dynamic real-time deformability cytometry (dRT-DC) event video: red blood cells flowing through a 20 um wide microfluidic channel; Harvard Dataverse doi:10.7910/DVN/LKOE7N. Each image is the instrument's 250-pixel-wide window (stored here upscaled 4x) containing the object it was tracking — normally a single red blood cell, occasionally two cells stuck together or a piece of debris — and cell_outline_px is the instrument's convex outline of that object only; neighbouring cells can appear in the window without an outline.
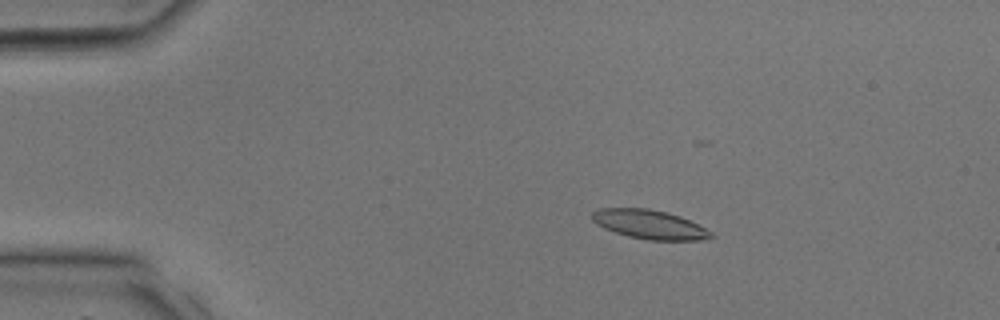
{"species": "common noctule bat (a hibernating species)", "species_latin": "Nyctalus noctula", "temperature_condition": "room temperature", "stored_images_in_passage": 25, "camera_frame_rate_fps": 3000, "um_per_image_px": 0.085, "animal": {"sex": "male", "body_mass_g": 17.9, "forearm_length_mm": 54.2}, "frame": {"image": 1, "passage_image": 5, "time_ms": 1.333, "image_size_px": [1000, 320], "cell_outline_px": [[716, 236], [700, 240], [648, 240], [628, 236], [604, 228], [596, 224], [592, 220], [592, 212], [600, 208], [648, 208], [680, 216], [712, 232]], "centroid_in_image_um": [55.19, 19.08], "position_along_channel_um": 29.8, "area_um2": 19.94}}
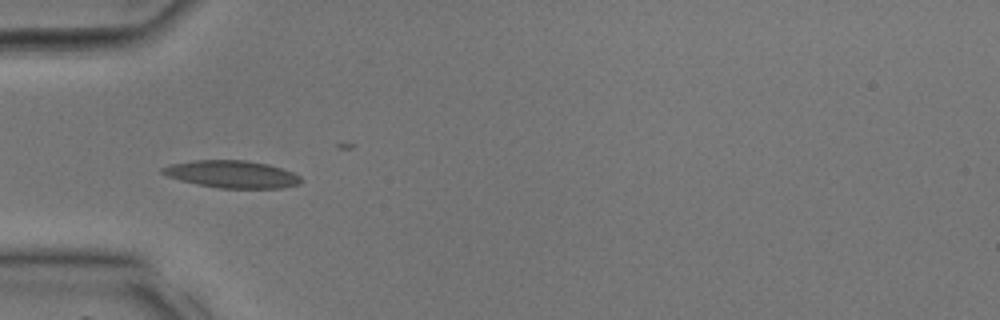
{"frame": {"image": 2, "passage_image": 10, "time_ms": 3.0, "image_size_px": [1000, 320], "cell_outline_px": [[304, 180], [300, 184], [284, 188], [220, 188], [180, 180], [168, 176], [160, 172], [160, 168], [172, 164], [196, 160], [244, 160], [268, 164], [292, 172], [300, 176]], "centroid_in_image_um": [19.76, 14.81], "position_along_channel_um": 65.2, "area_um2": 21.96}}
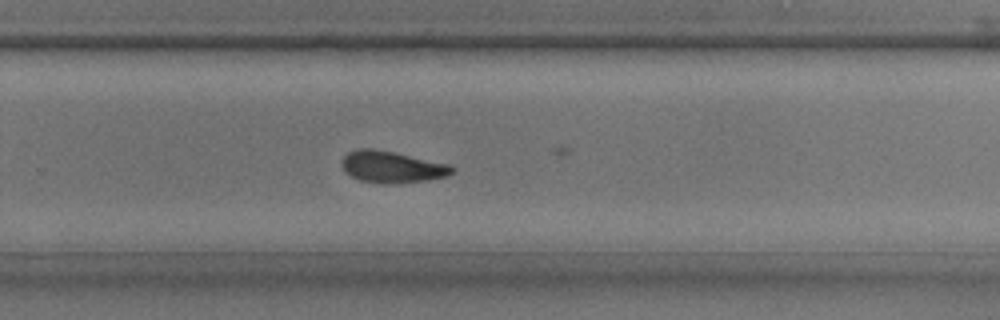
{"frame": {"image": 3, "passage_image": 22, "time_ms": 7.0, "image_size_px": [1000, 320], "cell_outline_px": [[456, 168], [448, 176], [428, 180], [384, 184], [360, 180], [344, 172], [340, 164], [340, 160], [348, 152], [356, 148], [372, 148], [392, 152], [448, 164]], "centroid_in_image_um": [33.26, 14.19], "position_along_channel_um": 296.5, "area_um2": 20.29}}